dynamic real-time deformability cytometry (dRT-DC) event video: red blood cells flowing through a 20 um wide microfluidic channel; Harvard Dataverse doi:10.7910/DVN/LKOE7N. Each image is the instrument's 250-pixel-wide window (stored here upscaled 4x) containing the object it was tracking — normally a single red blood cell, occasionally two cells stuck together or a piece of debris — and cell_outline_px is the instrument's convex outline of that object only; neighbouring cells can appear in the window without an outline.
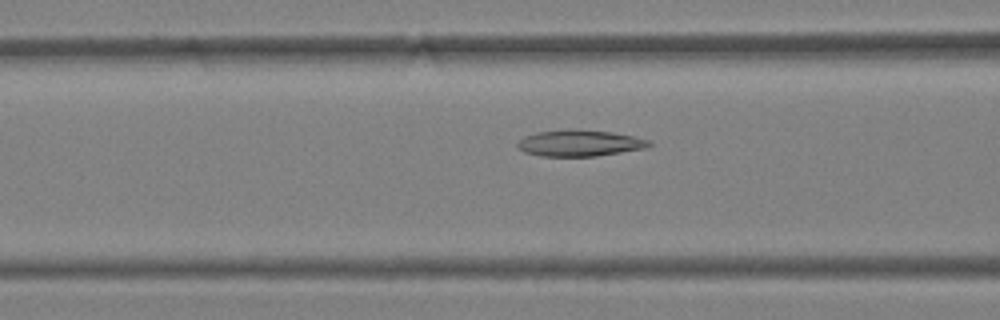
{"species": "Egyptian fruit bat (a non-hibernating species)", "species_latin": "Rousettus aegyptiacus", "temperature_condition": "warm", "stored_images_in_passage": 28, "camera_frame_rate_fps": 3000, "um_per_image_px": 0.085, "animal": {"sex": "female"}, "frame": {"image": 1, "passage_image": 12, "time_ms": 3.667, "image_size_px": [1000, 320], "cell_outline_px": [[652, 144], [648, 148], [596, 156], [540, 156], [524, 152], [516, 144], [524, 136], [536, 132], [576, 128], [612, 132], [652, 140]], "centroid_in_image_um": [49.3, 12.15], "position_along_channel_um": 117.3, "area_um2": 20.4}}
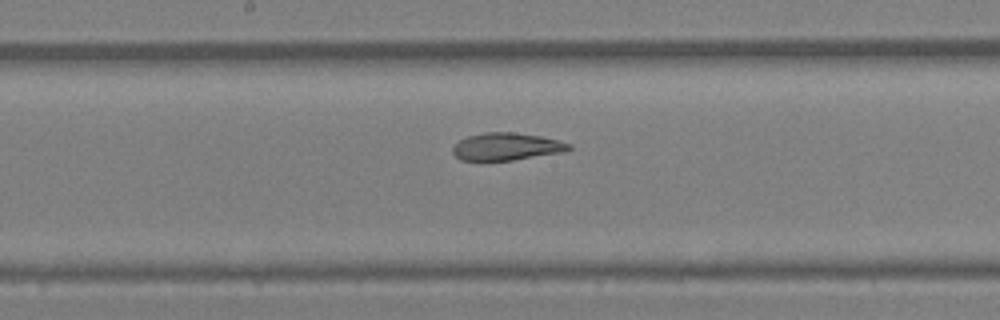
{"frame": {"image": 2, "passage_image": 18, "time_ms": 5.667, "image_size_px": [1000, 320], "cell_outline_px": [[572, 148], [564, 152], [512, 160], [460, 160], [452, 152], [452, 148], [460, 140], [468, 136], [484, 132], [512, 132], [540, 136], [572, 144]], "centroid_in_image_um": [43.06, 12.46], "position_along_channel_um": 205.1, "area_um2": 18.44}}
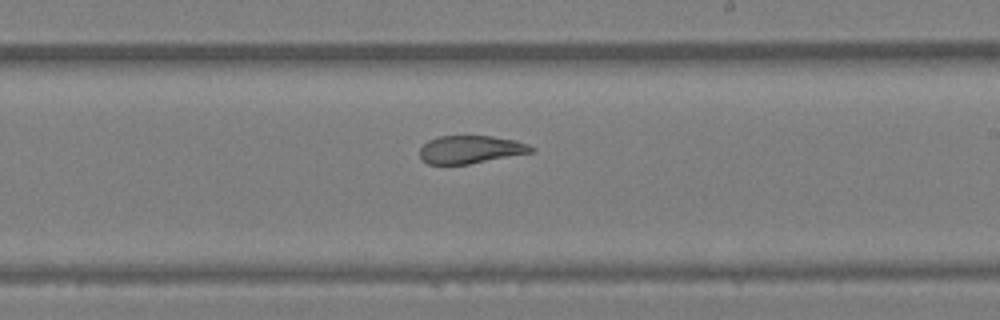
{"frame": {"image": 3, "passage_image": 21, "time_ms": 6.667, "image_size_px": [1000, 320], "cell_outline_px": [[536, 148], [532, 152], [468, 164], [428, 164], [420, 160], [420, 148], [428, 140], [440, 136], [492, 136], [516, 140], [528, 144]], "centroid_in_image_um": [39.98, 12.7], "position_along_channel_um": 249.0, "area_um2": 18.09}}